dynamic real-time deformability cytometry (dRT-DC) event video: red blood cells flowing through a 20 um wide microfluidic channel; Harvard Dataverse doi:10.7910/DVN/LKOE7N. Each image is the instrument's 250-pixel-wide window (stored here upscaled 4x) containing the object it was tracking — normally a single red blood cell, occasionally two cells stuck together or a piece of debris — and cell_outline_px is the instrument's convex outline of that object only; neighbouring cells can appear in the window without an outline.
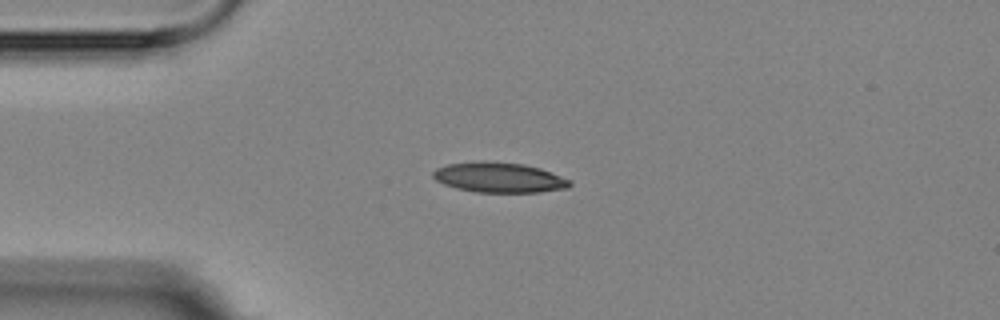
{"species": "Egyptian fruit bat (a non-hibernating species)", "species_latin": "Rousettus aegyptiacus", "temperature_condition": "room temperature", "stored_images_in_passage": 5, "camera_frame_rate_fps": 3000, "um_per_image_px": 0.085, "animal": {"sex": "female"}, "frame": {"image": 1, "passage_image": 2, "time_ms": 1.0, "image_size_px": [1000, 320], "cell_outline_px": [[572, 184], [568, 188], [540, 192], [476, 192], [456, 188], [444, 184], [436, 180], [432, 176], [432, 172], [436, 168], [448, 164], [476, 160], [492, 160], [524, 164], [540, 168], [572, 180]], "centroid_in_image_um": [42.42, 15.07], "position_along_channel_um": 42.6, "area_um2": 24.39}}
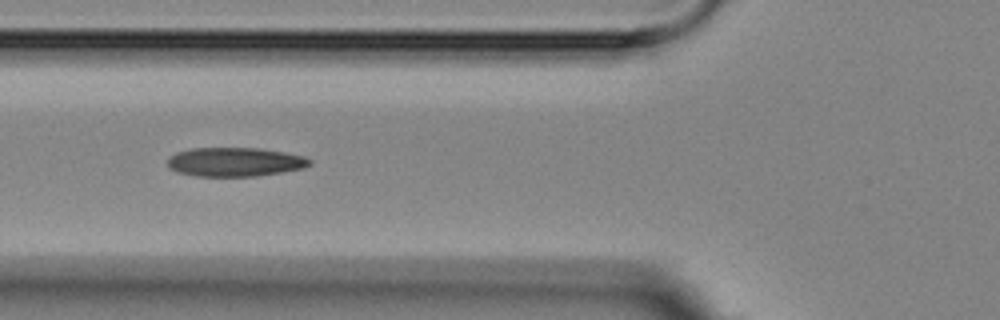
{"frame": {"image": 2, "passage_image": 4, "time_ms": 3.333, "image_size_px": [1000, 320], "cell_outline_px": [[312, 164], [304, 168], [256, 176], [196, 176], [180, 172], [168, 168], [168, 160], [176, 152], [192, 148], [256, 148], [284, 152], [304, 156], [312, 160]], "centroid_in_image_um": [19.99, 13.76], "position_along_channel_um": 105.8, "area_um2": 23.87}}
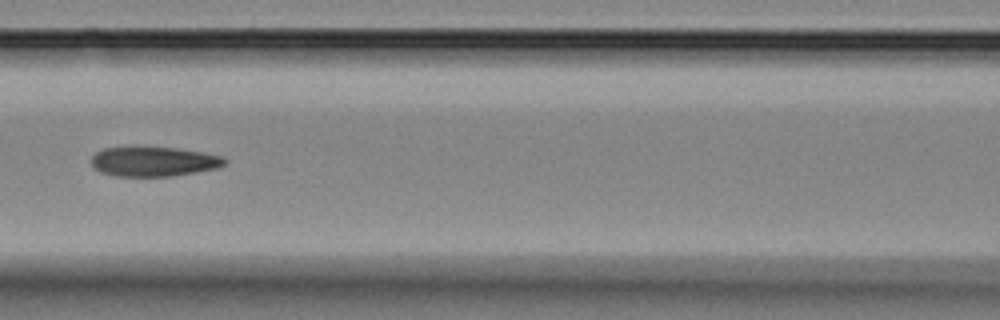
{"frame": {"image": 3, "passage_image": 5, "time_ms": 4.667, "image_size_px": [1000, 320], "cell_outline_px": [[228, 160], [224, 164], [216, 168], [196, 172], [172, 176], [116, 176], [100, 172], [92, 164], [92, 156], [96, 152], [104, 148], [176, 148], [224, 156]], "centroid_in_image_um": [13.09, 13.74], "position_along_channel_um": 153.5, "area_um2": 22.66}}